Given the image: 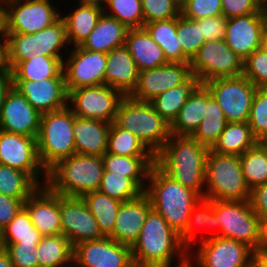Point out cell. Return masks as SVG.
<instances>
[{
  "mask_svg": "<svg viewBox=\"0 0 267 267\" xmlns=\"http://www.w3.org/2000/svg\"><path fill=\"white\" fill-rule=\"evenodd\" d=\"M135 267H176L189 261V251L182 245L179 235L155 210H151L140 235L131 247Z\"/></svg>",
  "mask_w": 267,
  "mask_h": 267,
  "instance_id": "1",
  "label": "cell"
},
{
  "mask_svg": "<svg viewBox=\"0 0 267 267\" xmlns=\"http://www.w3.org/2000/svg\"><path fill=\"white\" fill-rule=\"evenodd\" d=\"M210 148L191 136L172 135L155 155V164L182 186L204 197L206 159ZM203 190V191H202Z\"/></svg>",
  "mask_w": 267,
  "mask_h": 267,
  "instance_id": "2",
  "label": "cell"
},
{
  "mask_svg": "<svg viewBox=\"0 0 267 267\" xmlns=\"http://www.w3.org/2000/svg\"><path fill=\"white\" fill-rule=\"evenodd\" d=\"M144 193L149 197L152 209L178 235L184 231L190 212L201 198L197 192L165 174L156 164L150 170Z\"/></svg>",
  "mask_w": 267,
  "mask_h": 267,
  "instance_id": "3",
  "label": "cell"
},
{
  "mask_svg": "<svg viewBox=\"0 0 267 267\" xmlns=\"http://www.w3.org/2000/svg\"><path fill=\"white\" fill-rule=\"evenodd\" d=\"M103 172L101 156L73 154L48 171L46 185L56 194L82 197L99 189Z\"/></svg>",
  "mask_w": 267,
  "mask_h": 267,
  "instance_id": "4",
  "label": "cell"
},
{
  "mask_svg": "<svg viewBox=\"0 0 267 267\" xmlns=\"http://www.w3.org/2000/svg\"><path fill=\"white\" fill-rule=\"evenodd\" d=\"M114 122L134 134L154 156L171 136L170 124L150 102L138 101L130 96L121 100Z\"/></svg>",
  "mask_w": 267,
  "mask_h": 267,
  "instance_id": "5",
  "label": "cell"
},
{
  "mask_svg": "<svg viewBox=\"0 0 267 267\" xmlns=\"http://www.w3.org/2000/svg\"><path fill=\"white\" fill-rule=\"evenodd\" d=\"M73 125L74 114L68 105L42 114L36 142L40 162L47 172L75 154Z\"/></svg>",
  "mask_w": 267,
  "mask_h": 267,
  "instance_id": "6",
  "label": "cell"
},
{
  "mask_svg": "<svg viewBox=\"0 0 267 267\" xmlns=\"http://www.w3.org/2000/svg\"><path fill=\"white\" fill-rule=\"evenodd\" d=\"M204 198L211 200L248 201L250 188L246 184L240 156L208 152L205 171Z\"/></svg>",
  "mask_w": 267,
  "mask_h": 267,
  "instance_id": "7",
  "label": "cell"
},
{
  "mask_svg": "<svg viewBox=\"0 0 267 267\" xmlns=\"http://www.w3.org/2000/svg\"><path fill=\"white\" fill-rule=\"evenodd\" d=\"M9 71L18 63L34 56L63 57L60 51L70 46L62 17L35 34L5 33ZM66 45V46H64Z\"/></svg>",
  "mask_w": 267,
  "mask_h": 267,
  "instance_id": "8",
  "label": "cell"
},
{
  "mask_svg": "<svg viewBox=\"0 0 267 267\" xmlns=\"http://www.w3.org/2000/svg\"><path fill=\"white\" fill-rule=\"evenodd\" d=\"M214 211L217 213L219 232L202 238L207 240L213 236L233 239L247 244L255 252L261 242V221L248 201L214 200Z\"/></svg>",
  "mask_w": 267,
  "mask_h": 267,
  "instance_id": "9",
  "label": "cell"
},
{
  "mask_svg": "<svg viewBox=\"0 0 267 267\" xmlns=\"http://www.w3.org/2000/svg\"><path fill=\"white\" fill-rule=\"evenodd\" d=\"M57 7L50 0H3L4 33L35 34L61 17Z\"/></svg>",
  "mask_w": 267,
  "mask_h": 267,
  "instance_id": "10",
  "label": "cell"
},
{
  "mask_svg": "<svg viewBox=\"0 0 267 267\" xmlns=\"http://www.w3.org/2000/svg\"><path fill=\"white\" fill-rule=\"evenodd\" d=\"M243 61L225 40L206 41L190 61L191 73L201 84L215 78L238 77L243 74Z\"/></svg>",
  "mask_w": 267,
  "mask_h": 267,
  "instance_id": "11",
  "label": "cell"
},
{
  "mask_svg": "<svg viewBox=\"0 0 267 267\" xmlns=\"http://www.w3.org/2000/svg\"><path fill=\"white\" fill-rule=\"evenodd\" d=\"M228 122H248L257 87L245 76L215 78L203 83Z\"/></svg>",
  "mask_w": 267,
  "mask_h": 267,
  "instance_id": "12",
  "label": "cell"
},
{
  "mask_svg": "<svg viewBox=\"0 0 267 267\" xmlns=\"http://www.w3.org/2000/svg\"><path fill=\"white\" fill-rule=\"evenodd\" d=\"M123 97L120 91L106 84L84 86L68 92V106L76 117L112 123Z\"/></svg>",
  "mask_w": 267,
  "mask_h": 267,
  "instance_id": "13",
  "label": "cell"
},
{
  "mask_svg": "<svg viewBox=\"0 0 267 267\" xmlns=\"http://www.w3.org/2000/svg\"><path fill=\"white\" fill-rule=\"evenodd\" d=\"M36 138L0 130V164L21 170L39 186H44L48 172L40 162ZM40 176L45 181L39 179Z\"/></svg>",
  "mask_w": 267,
  "mask_h": 267,
  "instance_id": "14",
  "label": "cell"
},
{
  "mask_svg": "<svg viewBox=\"0 0 267 267\" xmlns=\"http://www.w3.org/2000/svg\"><path fill=\"white\" fill-rule=\"evenodd\" d=\"M255 251L233 239L213 236L200 241L193 255L196 267H252Z\"/></svg>",
  "mask_w": 267,
  "mask_h": 267,
  "instance_id": "15",
  "label": "cell"
},
{
  "mask_svg": "<svg viewBox=\"0 0 267 267\" xmlns=\"http://www.w3.org/2000/svg\"><path fill=\"white\" fill-rule=\"evenodd\" d=\"M68 50L72 51L63 60L67 92L84 86L104 84L106 53L86 50L81 46H75Z\"/></svg>",
  "mask_w": 267,
  "mask_h": 267,
  "instance_id": "16",
  "label": "cell"
},
{
  "mask_svg": "<svg viewBox=\"0 0 267 267\" xmlns=\"http://www.w3.org/2000/svg\"><path fill=\"white\" fill-rule=\"evenodd\" d=\"M73 264L74 267H135L131 247L110 237L75 245Z\"/></svg>",
  "mask_w": 267,
  "mask_h": 267,
  "instance_id": "17",
  "label": "cell"
},
{
  "mask_svg": "<svg viewBox=\"0 0 267 267\" xmlns=\"http://www.w3.org/2000/svg\"><path fill=\"white\" fill-rule=\"evenodd\" d=\"M60 219L62 234L73 247L104 237L82 197L60 195Z\"/></svg>",
  "mask_w": 267,
  "mask_h": 267,
  "instance_id": "18",
  "label": "cell"
},
{
  "mask_svg": "<svg viewBox=\"0 0 267 267\" xmlns=\"http://www.w3.org/2000/svg\"><path fill=\"white\" fill-rule=\"evenodd\" d=\"M191 75L190 62H168L160 67L141 70L136 88L129 96L138 101L150 102L162 92L184 83Z\"/></svg>",
  "mask_w": 267,
  "mask_h": 267,
  "instance_id": "19",
  "label": "cell"
},
{
  "mask_svg": "<svg viewBox=\"0 0 267 267\" xmlns=\"http://www.w3.org/2000/svg\"><path fill=\"white\" fill-rule=\"evenodd\" d=\"M42 114L13 86L7 92L0 110V130L37 137Z\"/></svg>",
  "mask_w": 267,
  "mask_h": 267,
  "instance_id": "20",
  "label": "cell"
},
{
  "mask_svg": "<svg viewBox=\"0 0 267 267\" xmlns=\"http://www.w3.org/2000/svg\"><path fill=\"white\" fill-rule=\"evenodd\" d=\"M23 207L42 236L62 234L60 195L47 185L39 186L23 203Z\"/></svg>",
  "mask_w": 267,
  "mask_h": 267,
  "instance_id": "21",
  "label": "cell"
},
{
  "mask_svg": "<svg viewBox=\"0 0 267 267\" xmlns=\"http://www.w3.org/2000/svg\"><path fill=\"white\" fill-rule=\"evenodd\" d=\"M12 83L13 87L41 114L68 105L65 78H49L39 81L12 80Z\"/></svg>",
  "mask_w": 267,
  "mask_h": 267,
  "instance_id": "22",
  "label": "cell"
},
{
  "mask_svg": "<svg viewBox=\"0 0 267 267\" xmlns=\"http://www.w3.org/2000/svg\"><path fill=\"white\" fill-rule=\"evenodd\" d=\"M263 30L261 13L228 18L224 40L230 49L245 60L261 47Z\"/></svg>",
  "mask_w": 267,
  "mask_h": 267,
  "instance_id": "23",
  "label": "cell"
},
{
  "mask_svg": "<svg viewBox=\"0 0 267 267\" xmlns=\"http://www.w3.org/2000/svg\"><path fill=\"white\" fill-rule=\"evenodd\" d=\"M151 210V201L145 193L136 199L122 202L110 238L120 244L132 247L138 239Z\"/></svg>",
  "mask_w": 267,
  "mask_h": 267,
  "instance_id": "24",
  "label": "cell"
},
{
  "mask_svg": "<svg viewBox=\"0 0 267 267\" xmlns=\"http://www.w3.org/2000/svg\"><path fill=\"white\" fill-rule=\"evenodd\" d=\"M139 70L125 45L107 53L104 84L129 96L136 88Z\"/></svg>",
  "mask_w": 267,
  "mask_h": 267,
  "instance_id": "25",
  "label": "cell"
},
{
  "mask_svg": "<svg viewBox=\"0 0 267 267\" xmlns=\"http://www.w3.org/2000/svg\"><path fill=\"white\" fill-rule=\"evenodd\" d=\"M111 123L74 115L75 154L103 156L107 151Z\"/></svg>",
  "mask_w": 267,
  "mask_h": 267,
  "instance_id": "26",
  "label": "cell"
},
{
  "mask_svg": "<svg viewBox=\"0 0 267 267\" xmlns=\"http://www.w3.org/2000/svg\"><path fill=\"white\" fill-rule=\"evenodd\" d=\"M211 92L204 84H200L184 106L180 109L177 118L170 125V132L175 136H191L206 116L208 100Z\"/></svg>",
  "mask_w": 267,
  "mask_h": 267,
  "instance_id": "27",
  "label": "cell"
},
{
  "mask_svg": "<svg viewBox=\"0 0 267 267\" xmlns=\"http://www.w3.org/2000/svg\"><path fill=\"white\" fill-rule=\"evenodd\" d=\"M125 46L139 71L153 69L167 64L163 50L143 28L129 29Z\"/></svg>",
  "mask_w": 267,
  "mask_h": 267,
  "instance_id": "28",
  "label": "cell"
},
{
  "mask_svg": "<svg viewBox=\"0 0 267 267\" xmlns=\"http://www.w3.org/2000/svg\"><path fill=\"white\" fill-rule=\"evenodd\" d=\"M128 30L124 24L103 12L81 47L107 54L113 48L125 45Z\"/></svg>",
  "mask_w": 267,
  "mask_h": 267,
  "instance_id": "29",
  "label": "cell"
},
{
  "mask_svg": "<svg viewBox=\"0 0 267 267\" xmlns=\"http://www.w3.org/2000/svg\"><path fill=\"white\" fill-rule=\"evenodd\" d=\"M104 171L132 178L144 191L155 156H121L105 153L102 156Z\"/></svg>",
  "mask_w": 267,
  "mask_h": 267,
  "instance_id": "30",
  "label": "cell"
},
{
  "mask_svg": "<svg viewBox=\"0 0 267 267\" xmlns=\"http://www.w3.org/2000/svg\"><path fill=\"white\" fill-rule=\"evenodd\" d=\"M78 4L73 12L61 15L66 24L67 39L71 47L81 46L84 43L104 11L99 6Z\"/></svg>",
  "mask_w": 267,
  "mask_h": 267,
  "instance_id": "31",
  "label": "cell"
},
{
  "mask_svg": "<svg viewBox=\"0 0 267 267\" xmlns=\"http://www.w3.org/2000/svg\"><path fill=\"white\" fill-rule=\"evenodd\" d=\"M63 58L51 56H34L18 62L11 70L12 80L39 81L49 78H65Z\"/></svg>",
  "mask_w": 267,
  "mask_h": 267,
  "instance_id": "32",
  "label": "cell"
},
{
  "mask_svg": "<svg viewBox=\"0 0 267 267\" xmlns=\"http://www.w3.org/2000/svg\"><path fill=\"white\" fill-rule=\"evenodd\" d=\"M200 84L199 79L191 75L184 83L162 92L153 98L150 103L154 110L171 125L186 100Z\"/></svg>",
  "mask_w": 267,
  "mask_h": 267,
  "instance_id": "33",
  "label": "cell"
},
{
  "mask_svg": "<svg viewBox=\"0 0 267 267\" xmlns=\"http://www.w3.org/2000/svg\"><path fill=\"white\" fill-rule=\"evenodd\" d=\"M152 39L163 50L169 63H185L190 60L183 54L177 37V18L152 21L144 25Z\"/></svg>",
  "mask_w": 267,
  "mask_h": 267,
  "instance_id": "34",
  "label": "cell"
},
{
  "mask_svg": "<svg viewBox=\"0 0 267 267\" xmlns=\"http://www.w3.org/2000/svg\"><path fill=\"white\" fill-rule=\"evenodd\" d=\"M257 142L248 122H228L211 150L240 156Z\"/></svg>",
  "mask_w": 267,
  "mask_h": 267,
  "instance_id": "35",
  "label": "cell"
},
{
  "mask_svg": "<svg viewBox=\"0 0 267 267\" xmlns=\"http://www.w3.org/2000/svg\"><path fill=\"white\" fill-rule=\"evenodd\" d=\"M74 247L63 235L42 236L37 247L39 267H63L73 264Z\"/></svg>",
  "mask_w": 267,
  "mask_h": 267,
  "instance_id": "36",
  "label": "cell"
},
{
  "mask_svg": "<svg viewBox=\"0 0 267 267\" xmlns=\"http://www.w3.org/2000/svg\"><path fill=\"white\" fill-rule=\"evenodd\" d=\"M82 199L96 219L101 234L104 237H110L113 234L115 218L122 202L110 198L99 190L86 193Z\"/></svg>",
  "mask_w": 267,
  "mask_h": 267,
  "instance_id": "37",
  "label": "cell"
},
{
  "mask_svg": "<svg viewBox=\"0 0 267 267\" xmlns=\"http://www.w3.org/2000/svg\"><path fill=\"white\" fill-rule=\"evenodd\" d=\"M219 224L217 213L214 211V200L201 197L190 212L184 231L179 235L182 245L191 253V245L197 241L195 227H211L219 231Z\"/></svg>",
  "mask_w": 267,
  "mask_h": 267,
  "instance_id": "38",
  "label": "cell"
},
{
  "mask_svg": "<svg viewBox=\"0 0 267 267\" xmlns=\"http://www.w3.org/2000/svg\"><path fill=\"white\" fill-rule=\"evenodd\" d=\"M42 235L33 226L27 210L22 207L0 233V243H17L21 247H38Z\"/></svg>",
  "mask_w": 267,
  "mask_h": 267,
  "instance_id": "39",
  "label": "cell"
},
{
  "mask_svg": "<svg viewBox=\"0 0 267 267\" xmlns=\"http://www.w3.org/2000/svg\"><path fill=\"white\" fill-rule=\"evenodd\" d=\"M228 124L223 110L212 96L208 100L206 116L191 137L210 149L218 141L220 134Z\"/></svg>",
  "mask_w": 267,
  "mask_h": 267,
  "instance_id": "40",
  "label": "cell"
},
{
  "mask_svg": "<svg viewBox=\"0 0 267 267\" xmlns=\"http://www.w3.org/2000/svg\"><path fill=\"white\" fill-rule=\"evenodd\" d=\"M240 164L250 190L267 182V151L259 141L240 155Z\"/></svg>",
  "mask_w": 267,
  "mask_h": 267,
  "instance_id": "41",
  "label": "cell"
},
{
  "mask_svg": "<svg viewBox=\"0 0 267 267\" xmlns=\"http://www.w3.org/2000/svg\"><path fill=\"white\" fill-rule=\"evenodd\" d=\"M106 152L121 156H154L134 134L115 122L108 132Z\"/></svg>",
  "mask_w": 267,
  "mask_h": 267,
  "instance_id": "42",
  "label": "cell"
},
{
  "mask_svg": "<svg viewBox=\"0 0 267 267\" xmlns=\"http://www.w3.org/2000/svg\"><path fill=\"white\" fill-rule=\"evenodd\" d=\"M38 187L27 173L0 164V194L27 199Z\"/></svg>",
  "mask_w": 267,
  "mask_h": 267,
  "instance_id": "43",
  "label": "cell"
},
{
  "mask_svg": "<svg viewBox=\"0 0 267 267\" xmlns=\"http://www.w3.org/2000/svg\"><path fill=\"white\" fill-rule=\"evenodd\" d=\"M100 192L120 202H127L138 198L144 190L132 179L110 171H104Z\"/></svg>",
  "mask_w": 267,
  "mask_h": 267,
  "instance_id": "44",
  "label": "cell"
},
{
  "mask_svg": "<svg viewBox=\"0 0 267 267\" xmlns=\"http://www.w3.org/2000/svg\"><path fill=\"white\" fill-rule=\"evenodd\" d=\"M103 10L105 14L117 19L128 29L144 27L141 0H107Z\"/></svg>",
  "mask_w": 267,
  "mask_h": 267,
  "instance_id": "45",
  "label": "cell"
},
{
  "mask_svg": "<svg viewBox=\"0 0 267 267\" xmlns=\"http://www.w3.org/2000/svg\"><path fill=\"white\" fill-rule=\"evenodd\" d=\"M177 37L183 54L191 61L205 42L201 26L180 14L177 17Z\"/></svg>",
  "mask_w": 267,
  "mask_h": 267,
  "instance_id": "46",
  "label": "cell"
},
{
  "mask_svg": "<svg viewBox=\"0 0 267 267\" xmlns=\"http://www.w3.org/2000/svg\"><path fill=\"white\" fill-rule=\"evenodd\" d=\"M248 124L258 141L267 136V87L257 88L250 108Z\"/></svg>",
  "mask_w": 267,
  "mask_h": 267,
  "instance_id": "47",
  "label": "cell"
},
{
  "mask_svg": "<svg viewBox=\"0 0 267 267\" xmlns=\"http://www.w3.org/2000/svg\"><path fill=\"white\" fill-rule=\"evenodd\" d=\"M242 75L257 88L267 87V51L265 49L262 47L256 49L243 61Z\"/></svg>",
  "mask_w": 267,
  "mask_h": 267,
  "instance_id": "48",
  "label": "cell"
},
{
  "mask_svg": "<svg viewBox=\"0 0 267 267\" xmlns=\"http://www.w3.org/2000/svg\"><path fill=\"white\" fill-rule=\"evenodd\" d=\"M144 25L152 21L177 18L180 15L178 0H141Z\"/></svg>",
  "mask_w": 267,
  "mask_h": 267,
  "instance_id": "49",
  "label": "cell"
},
{
  "mask_svg": "<svg viewBox=\"0 0 267 267\" xmlns=\"http://www.w3.org/2000/svg\"><path fill=\"white\" fill-rule=\"evenodd\" d=\"M180 14L191 20L220 16L222 2L221 0H184L180 5Z\"/></svg>",
  "mask_w": 267,
  "mask_h": 267,
  "instance_id": "50",
  "label": "cell"
},
{
  "mask_svg": "<svg viewBox=\"0 0 267 267\" xmlns=\"http://www.w3.org/2000/svg\"><path fill=\"white\" fill-rule=\"evenodd\" d=\"M9 253L14 267H39L37 247H21L17 243H0Z\"/></svg>",
  "mask_w": 267,
  "mask_h": 267,
  "instance_id": "51",
  "label": "cell"
},
{
  "mask_svg": "<svg viewBox=\"0 0 267 267\" xmlns=\"http://www.w3.org/2000/svg\"><path fill=\"white\" fill-rule=\"evenodd\" d=\"M201 26V32L206 41L224 40L227 30V19L223 16L205 17L195 20Z\"/></svg>",
  "mask_w": 267,
  "mask_h": 267,
  "instance_id": "52",
  "label": "cell"
},
{
  "mask_svg": "<svg viewBox=\"0 0 267 267\" xmlns=\"http://www.w3.org/2000/svg\"><path fill=\"white\" fill-rule=\"evenodd\" d=\"M221 2L222 15L226 19L261 13L260 4L256 0H221Z\"/></svg>",
  "mask_w": 267,
  "mask_h": 267,
  "instance_id": "53",
  "label": "cell"
},
{
  "mask_svg": "<svg viewBox=\"0 0 267 267\" xmlns=\"http://www.w3.org/2000/svg\"><path fill=\"white\" fill-rule=\"evenodd\" d=\"M26 200L0 194V233L15 218Z\"/></svg>",
  "mask_w": 267,
  "mask_h": 267,
  "instance_id": "54",
  "label": "cell"
},
{
  "mask_svg": "<svg viewBox=\"0 0 267 267\" xmlns=\"http://www.w3.org/2000/svg\"><path fill=\"white\" fill-rule=\"evenodd\" d=\"M249 202L260 221L267 220V182L250 190Z\"/></svg>",
  "mask_w": 267,
  "mask_h": 267,
  "instance_id": "55",
  "label": "cell"
},
{
  "mask_svg": "<svg viewBox=\"0 0 267 267\" xmlns=\"http://www.w3.org/2000/svg\"><path fill=\"white\" fill-rule=\"evenodd\" d=\"M13 86L12 75L9 70L0 71V110L7 92Z\"/></svg>",
  "mask_w": 267,
  "mask_h": 267,
  "instance_id": "56",
  "label": "cell"
},
{
  "mask_svg": "<svg viewBox=\"0 0 267 267\" xmlns=\"http://www.w3.org/2000/svg\"><path fill=\"white\" fill-rule=\"evenodd\" d=\"M0 36V71L9 70L7 65L6 34L0 32Z\"/></svg>",
  "mask_w": 267,
  "mask_h": 267,
  "instance_id": "57",
  "label": "cell"
},
{
  "mask_svg": "<svg viewBox=\"0 0 267 267\" xmlns=\"http://www.w3.org/2000/svg\"><path fill=\"white\" fill-rule=\"evenodd\" d=\"M257 252L267 254V220L261 221V242Z\"/></svg>",
  "mask_w": 267,
  "mask_h": 267,
  "instance_id": "58",
  "label": "cell"
},
{
  "mask_svg": "<svg viewBox=\"0 0 267 267\" xmlns=\"http://www.w3.org/2000/svg\"><path fill=\"white\" fill-rule=\"evenodd\" d=\"M0 267H14L9 253L3 247H0Z\"/></svg>",
  "mask_w": 267,
  "mask_h": 267,
  "instance_id": "59",
  "label": "cell"
},
{
  "mask_svg": "<svg viewBox=\"0 0 267 267\" xmlns=\"http://www.w3.org/2000/svg\"><path fill=\"white\" fill-rule=\"evenodd\" d=\"M254 267H267V254L255 252L253 258Z\"/></svg>",
  "mask_w": 267,
  "mask_h": 267,
  "instance_id": "60",
  "label": "cell"
},
{
  "mask_svg": "<svg viewBox=\"0 0 267 267\" xmlns=\"http://www.w3.org/2000/svg\"><path fill=\"white\" fill-rule=\"evenodd\" d=\"M78 3L84 5H95L104 8L107 3V0H78Z\"/></svg>",
  "mask_w": 267,
  "mask_h": 267,
  "instance_id": "61",
  "label": "cell"
},
{
  "mask_svg": "<svg viewBox=\"0 0 267 267\" xmlns=\"http://www.w3.org/2000/svg\"><path fill=\"white\" fill-rule=\"evenodd\" d=\"M260 12L263 18L264 29H267V0L260 5Z\"/></svg>",
  "mask_w": 267,
  "mask_h": 267,
  "instance_id": "62",
  "label": "cell"
},
{
  "mask_svg": "<svg viewBox=\"0 0 267 267\" xmlns=\"http://www.w3.org/2000/svg\"><path fill=\"white\" fill-rule=\"evenodd\" d=\"M261 47L267 51V29L263 30Z\"/></svg>",
  "mask_w": 267,
  "mask_h": 267,
  "instance_id": "63",
  "label": "cell"
},
{
  "mask_svg": "<svg viewBox=\"0 0 267 267\" xmlns=\"http://www.w3.org/2000/svg\"><path fill=\"white\" fill-rule=\"evenodd\" d=\"M2 19H3V0H0V32H4Z\"/></svg>",
  "mask_w": 267,
  "mask_h": 267,
  "instance_id": "64",
  "label": "cell"
},
{
  "mask_svg": "<svg viewBox=\"0 0 267 267\" xmlns=\"http://www.w3.org/2000/svg\"><path fill=\"white\" fill-rule=\"evenodd\" d=\"M192 259H193L192 256H190V254H189V261L180 267H193L194 265H193Z\"/></svg>",
  "mask_w": 267,
  "mask_h": 267,
  "instance_id": "65",
  "label": "cell"
},
{
  "mask_svg": "<svg viewBox=\"0 0 267 267\" xmlns=\"http://www.w3.org/2000/svg\"><path fill=\"white\" fill-rule=\"evenodd\" d=\"M267 151V136L259 141Z\"/></svg>",
  "mask_w": 267,
  "mask_h": 267,
  "instance_id": "66",
  "label": "cell"
},
{
  "mask_svg": "<svg viewBox=\"0 0 267 267\" xmlns=\"http://www.w3.org/2000/svg\"><path fill=\"white\" fill-rule=\"evenodd\" d=\"M260 5L265 1V0H256Z\"/></svg>",
  "mask_w": 267,
  "mask_h": 267,
  "instance_id": "67",
  "label": "cell"
}]
</instances>
